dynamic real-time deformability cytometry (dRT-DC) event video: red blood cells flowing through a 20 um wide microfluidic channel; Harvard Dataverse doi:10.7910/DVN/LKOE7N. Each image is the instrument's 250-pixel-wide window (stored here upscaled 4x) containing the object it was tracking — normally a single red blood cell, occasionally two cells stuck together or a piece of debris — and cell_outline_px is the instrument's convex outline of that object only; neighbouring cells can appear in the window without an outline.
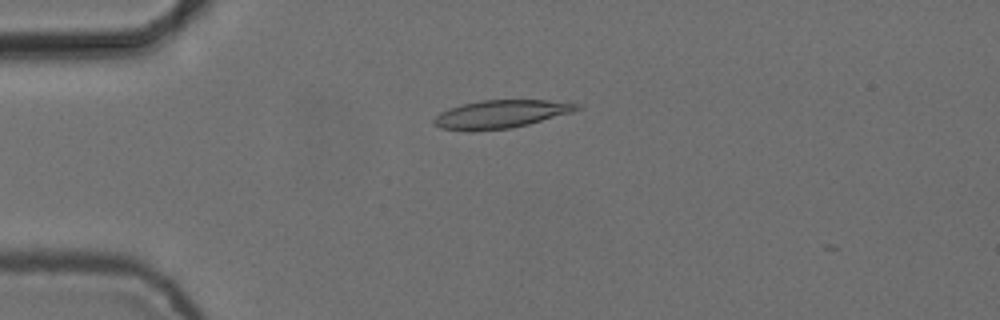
{"species": "common noctule bat (a hibernating species)", "species_latin": "Nyctalus noctula", "temperature_condition": "cold", "stored_images_in_passage": 5, "camera_frame_rate_fps": 3000, "um_per_image_px": 0.085, "animal": {"sex": "female", "body_mass_g": 24.6, "forearm_length_mm": 56.2}, "frame": {"image": 1, "passage_image": 4, "time_ms": 1.0, "image_size_px": [1000, 320], "cell_outline_px": [[584, 108], [572, 112], [528, 124], [512, 128], [472, 132], [468, 132], [440, 128], [432, 124], [432, 120], [440, 112], [448, 108], [460, 104], [480, 100], [548, 100], [580, 104]], "centroid_in_image_um": [42.52, 9.71], "position_along_channel_um": 42.5, "area_um2": 23.81}}